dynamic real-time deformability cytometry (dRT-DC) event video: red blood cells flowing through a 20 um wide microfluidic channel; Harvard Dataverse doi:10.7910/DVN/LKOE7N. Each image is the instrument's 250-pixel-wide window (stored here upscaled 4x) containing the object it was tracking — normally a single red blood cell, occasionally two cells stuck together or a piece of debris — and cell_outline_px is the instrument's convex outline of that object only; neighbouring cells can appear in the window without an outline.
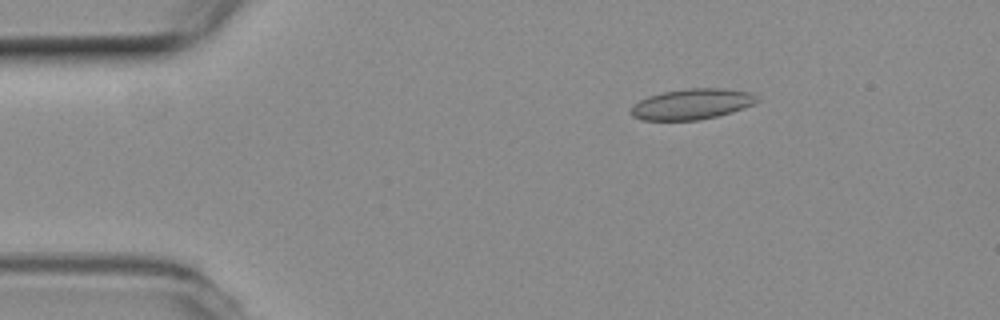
{"species": "common noctule bat (a hibernating species)", "species_latin": "Nyctalus noctula", "temperature_condition": "room temperature", "stored_images_in_passage": 54, "camera_frame_rate_fps": 3000, "um_per_image_px": 0.085, "animal": {"sex": "female", "body_mass_g": 19.3, "forearm_length_mm": 54.1}, "frame": {"image": 1, "passage_image": 9, "time_ms": 2.667, "image_size_px": [1000, 320], "cell_outline_px": [[760, 100], [756, 104], [732, 112], [700, 120], [640, 120], [632, 116], [632, 104], [648, 96], [660, 92], [688, 88], [724, 88], [752, 92]], "centroid_in_image_um": [58.84, 8.84], "position_along_channel_um": 26.2, "area_um2": 22.77}}
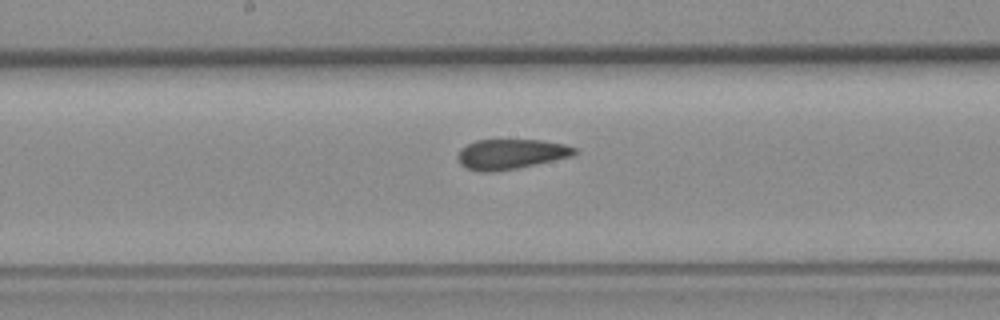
{"frame": {"image": 2, "passage_image": 28, "time_ms": 9.0, "image_size_px": [1000, 320], "cell_outline_px": [[576, 152], [572, 156], [516, 168], [492, 172], [480, 172], [468, 168], [460, 164], [456, 156], [460, 148], [476, 140], [540, 140], [564, 144], [576, 148]], "centroid_in_image_um": [43.37, 13.09], "position_along_channel_um": 204.8, "area_um2": 20.29}}
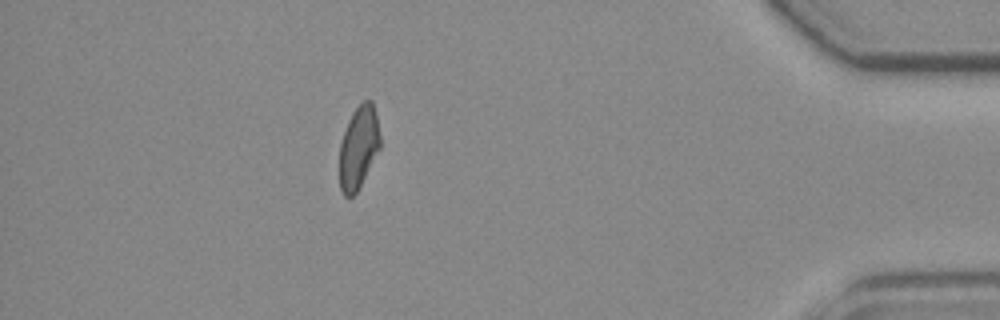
{"frame": {"image": 3, "passage_image": 48, "time_ms": 15.667, "image_size_px": [1000, 320], "cell_outline_px": [[380, 148], [356, 192], [352, 196], [344, 196], [340, 188], [340, 144], [348, 120], [352, 112], [364, 100], [372, 100], [376, 116], [380, 136]], "centroid_in_image_um": [30.47, 12.51], "position_along_channel_um": 404.7, "area_um2": 19.25}, "authors_computed_cell_mechanics": {"area_um2": 21.2126, "velocity_mm_per_s": 3.7917, "shape_relaxation_time_tau1_ms": null, "shape_relaxation_time_tau2_ms": 2.3071, "deformation_change_tau1": null, "deformation_change_tau2": 0.0775}}